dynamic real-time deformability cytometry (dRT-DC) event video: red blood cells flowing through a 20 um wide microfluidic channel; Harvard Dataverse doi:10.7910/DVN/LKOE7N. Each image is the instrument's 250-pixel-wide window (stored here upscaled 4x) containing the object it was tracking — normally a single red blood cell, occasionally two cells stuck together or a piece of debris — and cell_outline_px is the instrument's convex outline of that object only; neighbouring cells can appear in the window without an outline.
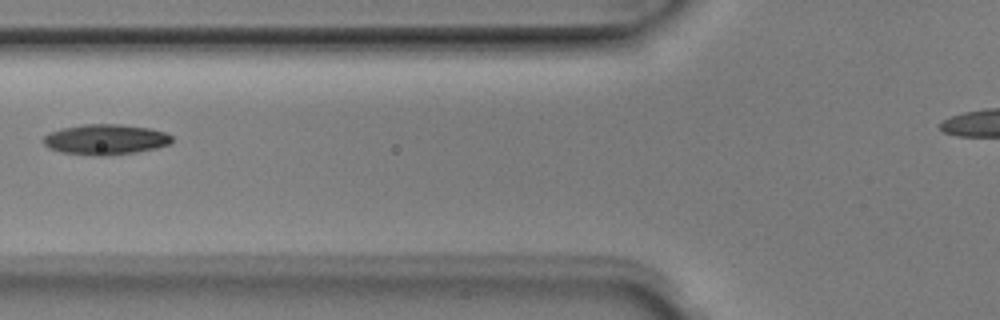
{"species": "Egyptian fruit bat (a non-hibernating species)", "species_latin": "Rousettus aegyptiacus", "temperature_condition": "room temperature", "stored_images_in_passage": 4, "camera_frame_rate_fps": 3000, "um_per_image_px": 0.085, "animal": {"sex": "male"}, "frame": {"image": 1, "passage_image": 3, "time_ms": 0.667, "image_size_px": [1000, 320], "cell_outline_px": [[172, 144], [156, 148], [136, 152], [104, 156], [96, 156], [60, 152], [48, 148], [44, 144], [44, 136], [48, 132], [64, 128], [84, 124], [120, 124], [148, 128], [164, 132], [172, 136]], "centroid_in_image_um": [8.96, 11.86], "position_along_channel_um": 116.8, "area_um2": 22.83}}
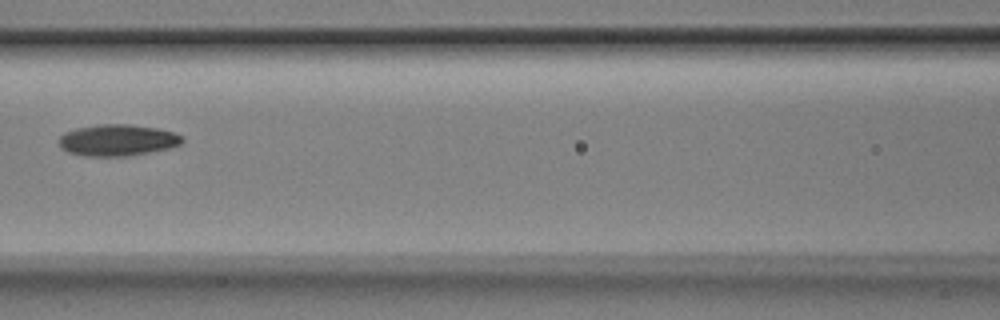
{"frame": {"image": 2, "passage_image": 4, "time_ms": 1.0, "image_size_px": [1000, 320], "cell_outline_px": [[184, 140], [180, 144], [168, 148], [128, 156], [80, 156], [68, 152], [60, 148], [60, 136], [64, 132], [76, 128], [100, 124], [128, 124], [156, 128], [172, 132], [180, 136]], "centroid_in_image_um": [9.93, 11.92], "position_along_channel_um": 156.7, "area_um2": 22.48}}